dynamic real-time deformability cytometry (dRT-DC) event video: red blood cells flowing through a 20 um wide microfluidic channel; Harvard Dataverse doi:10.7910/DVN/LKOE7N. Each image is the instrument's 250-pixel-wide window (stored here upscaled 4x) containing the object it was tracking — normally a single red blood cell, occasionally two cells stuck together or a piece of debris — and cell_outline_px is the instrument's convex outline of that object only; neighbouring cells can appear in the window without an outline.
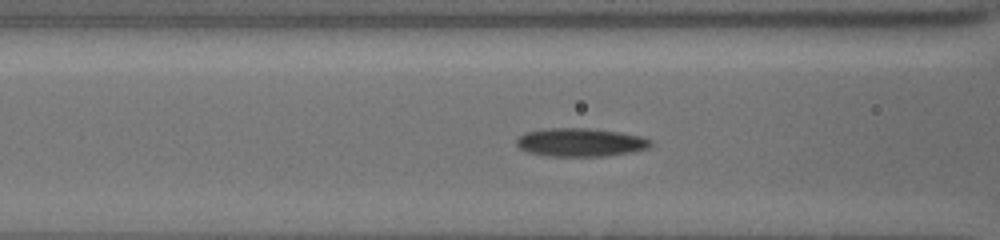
{"species": "common noctule bat (a hibernating species)", "species_latin": "Nyctalus noctula", "temperature_condition": "cold", "stored_images_in_passage": 51, "camera_frame_rate_fps": 3000, "um_per_image_px": 0.085, "animal": {"sex": "female", "body_mass_g": 19.5, "forearm_length_mm": 54.1}, "frame": {"image": 1, "passage_image": 19, "time_ms": 6.0, "image_size_px": [1000, 240], "cell_outline_px": [[652, 144], [648, 148], [632, 152], [604, 156], [548, 156], [528, 152], [520, 148], [516, 144], [516, 140], [524, 132], [548, 128], [588, 128], [620, 132], [640, 136], [652, 140]], "centroid_in_image_um": [49.34, 12.1], "position_along_channel_um": 117.3, "area_um2": 22.2}}
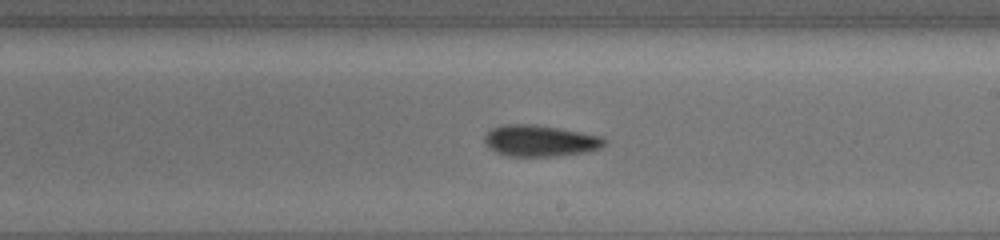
{"frame": {"image": 2, "passage_image": 29, "time_ms": 9.333, "image_size_px": [1000, 240], "cell_outline_px": [[604, 144], [600, 148], [584, 152], [556, 156], [508, 156], [496, 152], [488, 148], [484, 144], [484, 136], [492, 128], [500, 124], [536, 124], [580, 132], [600, 136], [604, 140]], "centroid_in_image_um": [45.83, 11.96], "position_along_channel_um": 243.2, "area_um2": 21.85}}
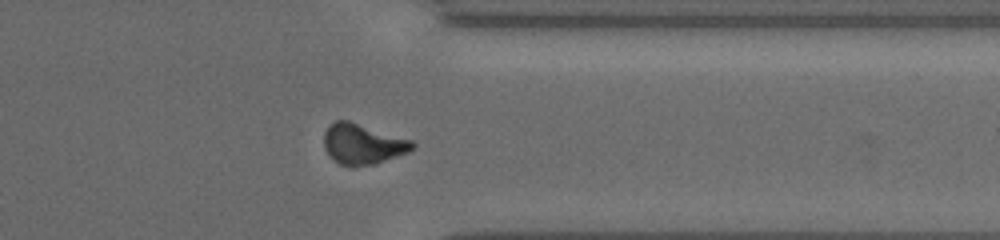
{"frame": {"image": 3, "passage_image": 40, "time_ms": 13.0, "image_size_px": [1000, 240], "cell_outline_px": [[416, 148], [408, 152], [376, 164], [352, 168], [340, 164], [332, 160], [328, 156], [324, 148], [324, 132], [328, 124], [336, 120], [348, 120], [412, 140], [416, 144]], "centroid_in_image_um": [30.81, 12.26], "position_along_channel_um": 380.6, "area_um2": 21.33}, "authors_computed_cell_mechanics": {"area_um2": 20.519, "velocity_mm_per_s": 3.7806, "shape_relaxation_time_tau1_ms": 3.9955, "shape_relaxation_time_tau2_ms": 5.388, "deformation_change_tau1": 0.1084, "deformation_change_tau2": 0.1146}}